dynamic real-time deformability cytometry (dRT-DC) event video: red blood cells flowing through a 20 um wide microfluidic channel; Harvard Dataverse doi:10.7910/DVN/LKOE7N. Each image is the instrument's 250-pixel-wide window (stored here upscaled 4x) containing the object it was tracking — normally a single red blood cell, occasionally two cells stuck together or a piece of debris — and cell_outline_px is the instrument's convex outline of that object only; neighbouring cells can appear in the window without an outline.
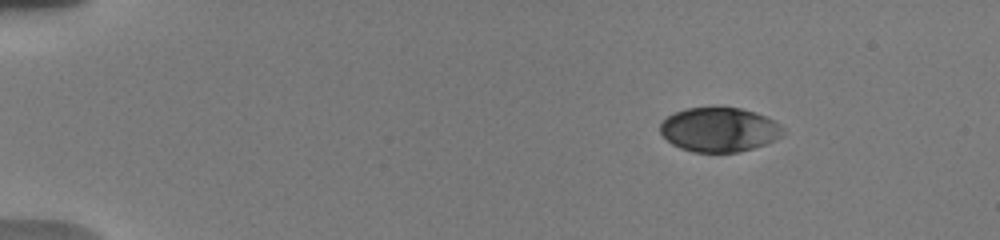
{"species": "human", "species_latin": "Homo sapiens", "temperature_condition": "warm", "stored_images_in_passage": 70, "camera_frame_rate_fps": 3000, "um_per_image_px": 0.085, "donor": {"sex": "male"}, "frame": {"image": 1, "passage_image": 1, "time_ms": 0.0, "image_size_px": [1000, 240], "cell_outline_px": [[784, 136], [776, 140], [740, 152], [692, 152], [680, 148], [672, 144], [660, 132], [660, 124], [668, 116], [676, 112], [688, 108], [740, 108], [764, 116], [780, 124], [784, 128]], "centroid_in_image_um": [61.15, 11.04], "position_along_channel_um": 23.8, "area_um2": 31.5}}
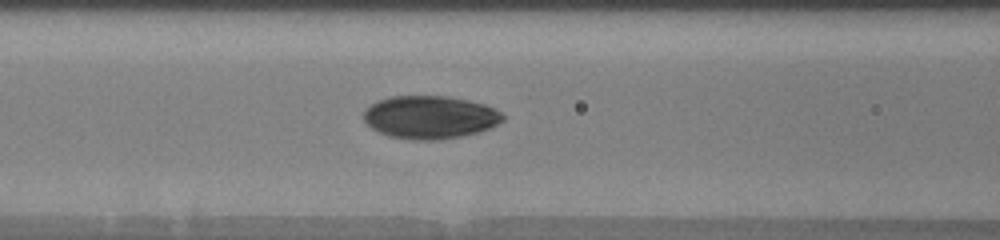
{"frame": {"image": 2, "passage_image": 20, "time_ms": 5.667, "image_size_px": [1000, 240], "cell_outline_px": [[504, 120], [488, 128], [464, 136], [440, 140], [412, 140], [388, 136], [372, 128], [364, 120], [364, 108], [376, 100], [392, 96], [448, 96], [468, 100], [484, 104], [500, 112], [504, 116]], "centroid_in_image_um": [36.51, 9.96], "position_along_channel_um": 130.1, "area_um2": 34.91}}
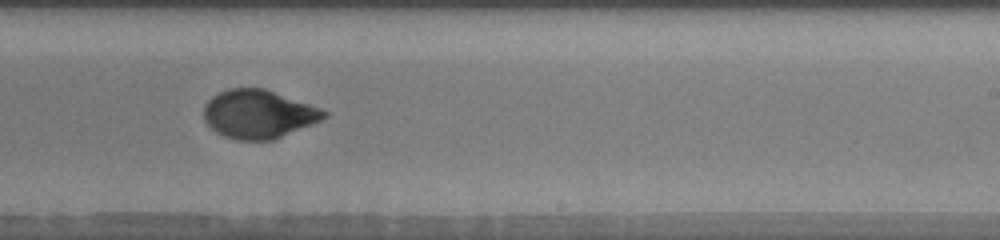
{"frame": {"image": 3, "passage_image": 36, "time_ms": 9.333, "image_size_px": [1000, 240], "cell_outline_px": [[328, 116], [312, 124], [272, 140], [236, 140], [224, 136], [216, 132], [204, 120], [204, 104], [212, 96], [228, 88], [264, 88], [320, 108], [328, 112]], "centroid_in_image_um": [21.95, 9.7], "position_along_channel_um": 267.1, "area_um2": 33.76}, "authors_computed_cell_mechanics": {"area_um2": 33.813, "velocity_mm_per_s": 3.7327, "shape_relaxation_time_tau1_ms": 3.9636, "shape_relaxation_time_tau2_ms": 0.9558, "deformation_change_tau1": 0.1569, "deformation_change_tau2": 0.0427}}